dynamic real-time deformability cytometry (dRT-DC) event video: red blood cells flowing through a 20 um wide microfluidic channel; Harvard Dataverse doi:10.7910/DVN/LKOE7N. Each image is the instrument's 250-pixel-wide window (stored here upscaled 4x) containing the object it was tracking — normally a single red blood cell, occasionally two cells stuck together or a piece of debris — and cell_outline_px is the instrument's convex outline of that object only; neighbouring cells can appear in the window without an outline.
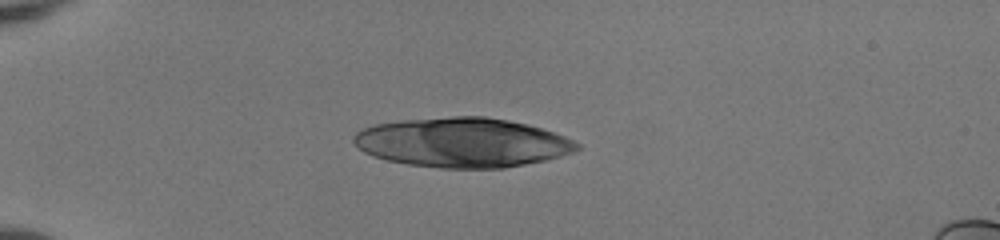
{"species": "human", "species_latin": "Homo sapiens", "temperature_condition": "room temperature", "stored_images_in_passage": 37, "camera_frame_rate_fps": 3000, "um_per_image_px": 0.085, "donor": {"sex": "female"}, "frame": {"image": 1, "passage_image": 1, "time_ms": 0.0, "image_size_px": [1000, 240], "cell_outline_px": [[580, 148], [572, 152], [548, 160], [504, 168], [440, 168], [408, 164], [388, 160], [372, 156], [364, 152], [352, 140], [352, 136], [356, 132], [364, 128], [376, 124], [400, 120], [452, 116], [484, 116], [508, 120], [528, 124], [564, 136], [580, 144]], "centroid_in_image_um": [39.3, 12.11], "position_along_channel_um": 45.7, "area_um2": 64.45}}